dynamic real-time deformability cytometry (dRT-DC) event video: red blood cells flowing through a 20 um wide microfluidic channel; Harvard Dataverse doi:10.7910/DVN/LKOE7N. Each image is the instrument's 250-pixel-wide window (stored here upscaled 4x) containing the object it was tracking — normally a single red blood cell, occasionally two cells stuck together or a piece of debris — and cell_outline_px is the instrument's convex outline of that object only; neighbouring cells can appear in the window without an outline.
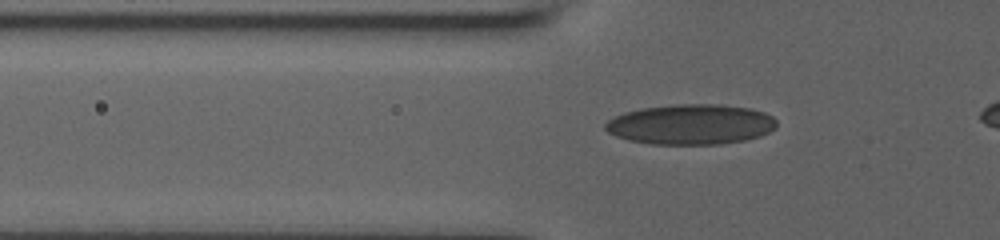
{"species": "human", "species_latin": "Homo sapiens", "temperature_condition": "room temperature", "stored_images_in_passage": 42, "camera_frame_rate_fps": 3000, "um_per_image_px": 0.085, "donor": {"sex": "male"}, "frame": {"image": 1, "passage_image": 11, "time_ms": 3.333, "image_size_px": [1000, 240], "cell_outline_px": [[776, 128], [760, 136], [744, 140], [720, 144], [652, 144], [628, 140], [616, 136], [608, 132], [604, 128], [604, 124], [608, 120], [624, 112], [640, 108], [676, 104], [720, 104], [752, 108], [764, 112], [772, 116], [776, 120]], "centroid_in_image_um": [58.72, 10.56], "position_along_channel_um": 67.1, "area_um2": 40.34}}
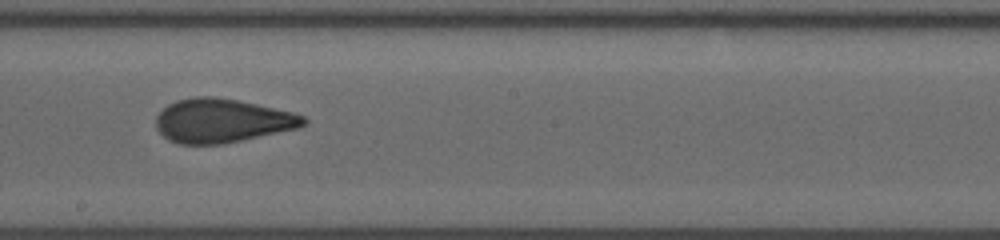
{"frame": {"image": 2, "passage_image": 24, "time_ms": 7.667, "image_size_px": [1000, 240], "cell_outline_px": [[308, 120], [300, 128], [220, 144], [180, 144], [168, 140], [156, 128], [156, 116], [168, 104], [176, 100], [192, 96], [216, 96], [256, 104], [292, 112], [304, 116]], "centroid_in_image_um": [18.85, 10.25], "position_along_channel_um": 229.3, "area_um2": 37.63}}
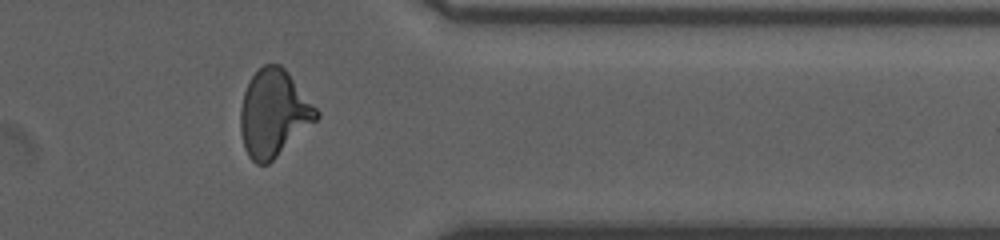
{"frame": {"image": 3, "passage_image": 37, "time_ms": 12.0, "image_size_px": [1000, 240], "cell_outline_px": [[320, 116], [316, 120], [268, 164], [256, 164], [248, 156], [244, 148], [240, 132], [240, 108], [244, 92], [252, 76], [264, 64], [280, 64], [288, 72], [320, 112]], "centroid_in_image_um": [23.24, 9.63], "position_along_channel_um": 388.2, "area_um2": 38.15}}